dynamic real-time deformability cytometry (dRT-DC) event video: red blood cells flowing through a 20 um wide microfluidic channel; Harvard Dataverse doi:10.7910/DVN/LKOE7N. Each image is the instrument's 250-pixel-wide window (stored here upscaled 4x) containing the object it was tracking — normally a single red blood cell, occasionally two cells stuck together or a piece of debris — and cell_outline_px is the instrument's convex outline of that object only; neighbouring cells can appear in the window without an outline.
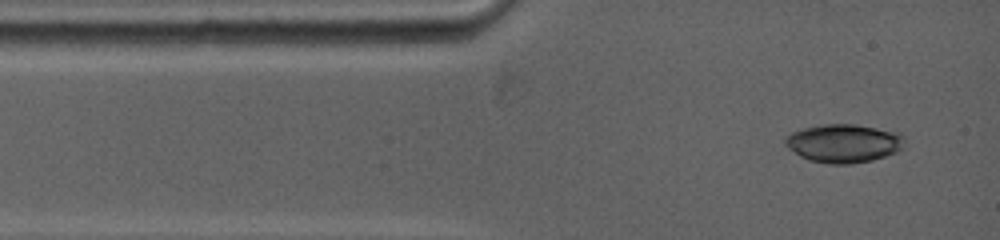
{"species": "common noctule bat (a hibernating species)", "species_latin": "Nyctalus noctula", "temperature_condition": "warm", "stored_images_in_passage": 5, "camera_frame_rate_fps": 5000, "um_per_image_px": 0.085, "animal": {"sex": "female", "body_mass_g": 19.0, "forearm_length_mm": 53.3}, "frame": {"image": 1, "passage_image": 1, "time_ms": 0.0, "image_size_px": [1000, 240], "cell_outline_px": [[904, 140], [900, 148], [896, 152], [872, 160], [848, 164], [832, 164], [808, 160], [800, 156], [788, 148], [784, 144], [784, 140], [792, 132], [804, 128], [824, 124], [856, 124], [900, 132], [904, 136]], "centroid_in_image_um": [71.71, 12.17], "position_along_channel_um": 13.3, "area_um2": 26.65}}
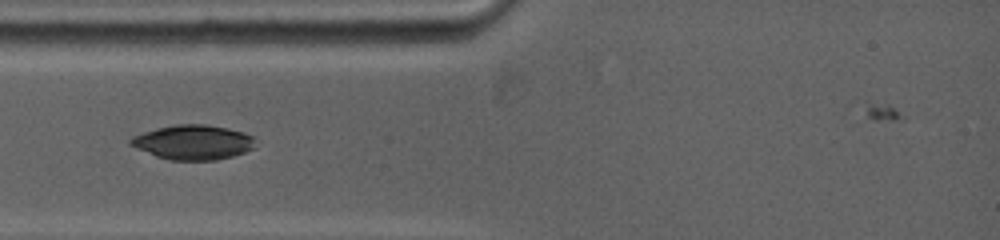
{"frame": {"image": 2, "passage_image": 4, "time_ms": 2.2, "image_size_px": [1000, 240], "cell_outline_px": [[252, 148], [244, 152], [232, 156], [216, 160], [168, 160], [156, 156], [136, 148], [128, 144], [128, 140], [132, 136], [156, 128], [176, 124], [208, 124], [228, 128], [244, 132], [252, 136]], "centroid_in_image_um": [16.36, 12.08], "position_along_channel_um": 68.6, "area_um2": 25.14}}
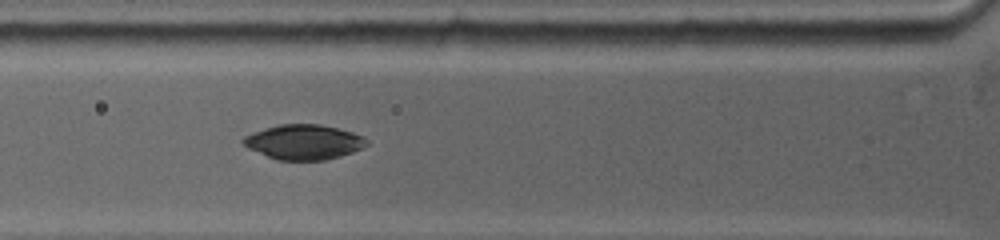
{"frame": {"image": 3, "passage_image": 5, "time_ms": 3.0, "image_size_px": [1000, 240], "cell_outline_px": [[368, 144], [352, 152], [340, 156], [324, 160], [276, 160], [248, 148], [240, 140], [244, 136], [252, 132], [264, 128], [280, 124], [320, 124], [352, 132], [364, 136], [368, 140]], "centroid_in_image_um": [25.8, 12.07], "position_along_channel_um": 100.0, "area_um2": 25.09}}